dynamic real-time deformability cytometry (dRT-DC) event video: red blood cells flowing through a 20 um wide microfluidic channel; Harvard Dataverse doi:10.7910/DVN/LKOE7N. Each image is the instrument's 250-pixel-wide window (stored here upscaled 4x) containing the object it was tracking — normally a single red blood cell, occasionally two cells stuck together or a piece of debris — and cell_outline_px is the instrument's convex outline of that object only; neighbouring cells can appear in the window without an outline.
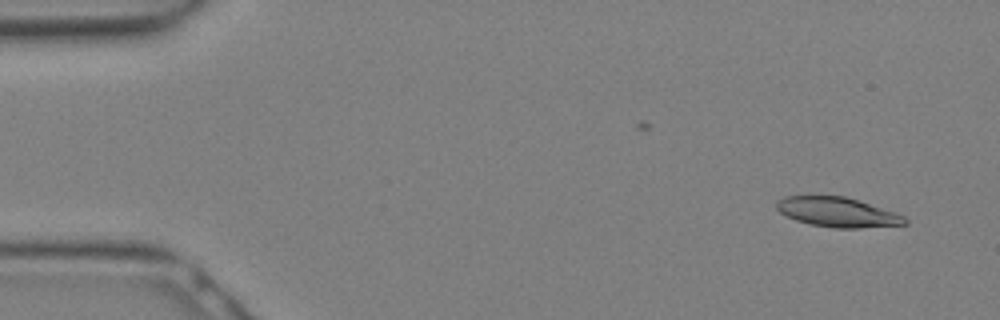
{"species": "Egyptian fruit bat (a non-hibernating species)", "species_latin": "Rousettus aegyptiacus", "temperature_condition": "warm", "stored_images_in_passage": 15, "camera_frame_rate_fps": 3000, "um_per_image_px": 0.085, "animal": {"sex": "female"}, "frame": {"image": 1, "passage_image": 1, "time_ms": 0.0, "image_size_px": [1000, 320], "cell_outline_px": [[908, 224], [860, 228], [832, 228], [808, 224], [796, 220], [780, 212], [776, 208], [776, 204], [784, 196], [844, 196], [860, 200], [904, 216], [908, 220]], "centroid_in_image_um": [71.2, 18.04], "position_along_channel_um": 13.8, "area_um2": 22.14}}
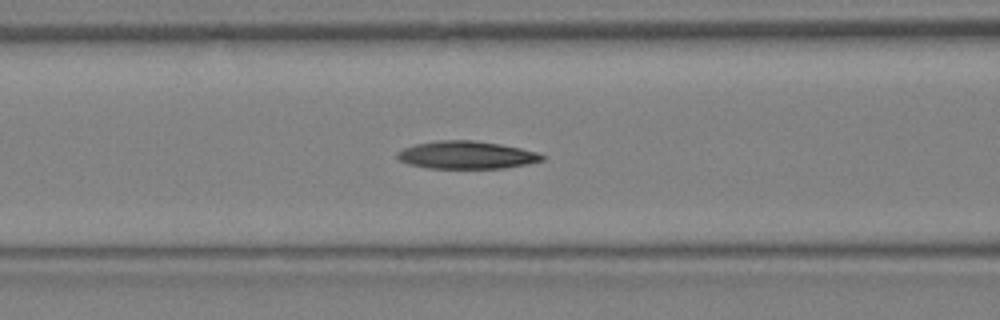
{"frame": {"image": 2, "passage_image": 11, "time_ms": 3.333, "image_size_px": [1000, 320], "cell_outline_px": [[544, 160], [528, 164], [504, 168], [428, 168], [408, 164], [400, 160], [396, 156], [396, 152], [404, 148], [416, 144], [436, 140], [476, 140], [500, 144], [520, 148], [536, 152], [544, 156]], "centroid_in_image_um": [39.64, 13.17], "position_along_channel_um": 127.0, "area_um2": 23.41}}
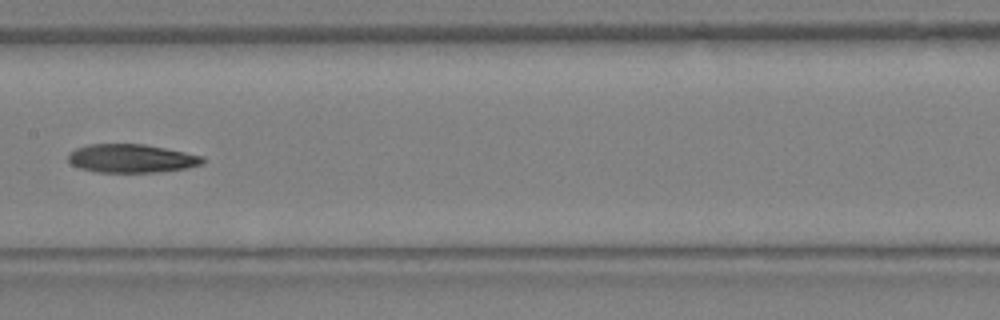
{"frame": {"image": 3, "passage_image": 14, "time_ms": 4.333, "image_size_px": [1000, 320], "cell_outline_px": [[204, 164], [188, 168], [160, 172], [96, 172], [80, 168], [72, 164], [68, 160], [68, 156], [76, 148], [88, 144], [144, 144], [204, 156]], "centroid_in_image_um": [11.21, 13.47], "position_along_channel_um": 196.2, "area_um2": 22.31}}